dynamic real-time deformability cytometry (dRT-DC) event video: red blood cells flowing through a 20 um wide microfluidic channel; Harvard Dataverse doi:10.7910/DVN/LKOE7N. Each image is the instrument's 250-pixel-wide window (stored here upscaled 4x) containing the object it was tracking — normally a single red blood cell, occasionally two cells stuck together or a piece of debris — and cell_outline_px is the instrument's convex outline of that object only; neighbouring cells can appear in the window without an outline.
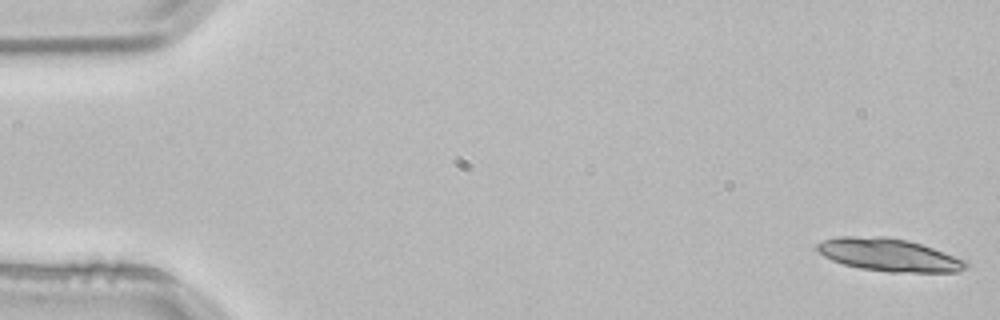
{"species": "common noctule bat (a hibernating species)", "species_latin": "Nyctalus noctula", "temperature_condition": "room temperature", "stored_images_in_passage": 5, "camera_frame_rate_fps": 3000, "um_per_image_px": 0.085, "animal": {"sex": "male", "body_mass_g": 21.5, "forearm_length_mm": 52.0}, "frame": {"image": 1, "passage_image": 1, "time_ms": 0.0, "image_size_px": [1000, 320], "cell_outline_px": [[968, 264], [964, 268], [956, 272], [888, 272], [860, 268], [844, 264], [832, 260], [824, 256], [816, 248], [816, 244], [824, 240], [836, 236], [884, 236], [908, 240], [968, 260]], "centroid_in_image_um": [75.55, 21.66], "position_along_channel_um": 9.4, "area_um2": 28.38}}